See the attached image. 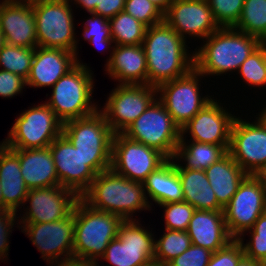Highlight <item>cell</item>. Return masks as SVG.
Instances as JSON below:
<instances>
[{
	"mask_svg": "<svg viewBox=\"0 0 266 266\" xmlns=\"http://www.w3.org/2000/svg\"><path fill=\"white\" fill-rule=\"evenodd\" d=\"M164 21L147 27L142 47L147 60V84L158 87L194 68V51ZM190 49V50H189Z\"/></svg>",
	"mask_w": 266,
	"mask_h": 266,
	"instance_id": "cell-1",
	"label": "cell"
},
{
	"mask_svg": "<svg viewBox=\"0 0 266 266\" xmlns=\"http://www.w3.org/2000/svg\"><path fill=\"white\" fill-rule=\"evenodd\" d=\"M263 42L233 27H220L194 49V68L204 77L237 73L242 63ZM231 73V74H230Z\"/></svg>",
	"mask_w": 266,
	"mask_h": 266,
	"instance_id": "cell-2",
	"label": "cell"
},
{
	"mask_svg": "<svg viewBox=\"0 0 266 266\" xmlns=\"http://www.w3.org/2000/svg\"><path fill=\"white\" fill-rule=\"evenodd\" d=\"M80 198L91 208L113 213L123 220H137L139 212L154 210L148 203L143 183L129 180L111 168L97 174Z\"/></svg>",
	"mask_w": 266,
	"mask_h": 266,
	"instance_id": "cell-3",
	"label": "cell"
},
{
	"mask_svg": "<svg viewBox=\"0 0 266 266\" xmlns=\"http://www.w3.org/2000/svg\"><path fill=\"white\" fill-rule=\"evenodd\" d=\"M79 57L78 64L51 87V96L45 101L62 123L89 116L99 109V102L93 100L94 72Z\"/></svg>",
	"mask_w": 266,
	"mask_h": 266,
	"instance_id": "cell-4",
	"label": "cell"
},
{
	"mask_svg": "<svg viewBox=\"0 0 266 266\" xmlns=\"http://www.w3.org/2000/svg\"><path fill=\"white\" fill-rule=\"evenodd\" d=\"M73 209V258L97 263L109 243L117 237L119 226L124 220L113 213L91 208L81 198Z\"/></svg>",
	"mask_w": 266,
	"mask_h": 266,
	"instance_id": "cell-5",
	"label": "cell"
},
{
	"mask_svg": "<svg viewBox=\"0 0 266 266\" xmlns=\"http://www.w3.org/2000/svg\"><path fill=\"white\" fill-rule=\"evenodd\" d=\"M62 134L96 175L110 169L114 133L99 109L89 116L63 123Z\"/></svg>",
	"mask_w": 266,
	"mask_h": 266,
	"instance_id": "cell-6",
	"label": "cell"
},
{
	"mask_svg": "<svg viewBox=\"0 0 266 266\" xmlns=\"http://www.w3.org/2000/svg\"><path fill=\"white\" fill-rule=\"evenodd\" d=\"M39 47L68 50L79 55L74 9L68 0H32ZM75 22V23H74Z\"/></svg>",
	"mask_w": 266,
	"mask_h": 266,
	"instance_id": "cell-7",
	"label": "cell"
},
{
	"mask_svg": "<svg viewBox=\"0 0 266 266\" xmlns=\"http://www.w3.org/2000/svg\"><path fill=\"white\" fill-rule=\"evenodd\" d=\"M18 115L2 140L10 149L45 148L62 134L63 123L45 102L31 104Z\"/></svg>",
	"mask_w": 266,
	"mask_h": 266,
	"instance_id": "cell-8",
	"label": "cell"
},
{
	"mask_svg": "<svg viewBox=\"0 0 266 266\" xmlns=\"http://www.w3.org/2000/svg\"><path fill=\"white\" fill-rule=\"evenodd\" d=\"M122 134L159 151L167 159L175 157L181 138L180 128L158 98Z\"/></svg>",
	"mask_w": 266,
	"mask_h": 266,
	"instance_id": "cell-9",
	"label": "cell"
},
{
	"mask_svg": "<svg viewBox=\"0 0 266 266\" xmlns=\"http://www.w3.org/2000/svg\"><path fill=\"white\" fill-rule=\"evenodd\" d=\"M206 80L198 70L193 68L188 74L157 87V98L180 129L215 98L214 94L209 93L210 90L207 91L208 94L201 92L203 90L201 85L206 84L208 82Z\"/></svg>",
	"mask_w": 266,
	"mask_h": 266,
	"instance_id": "cell-10",
	"label": "cell"
},
{
	"mask_svg": "<svg viewBox=\"0 0 266 266\" xmlns=\"http://www.w3.org/2000/svg\"><path fill=\"white\" fill-rule=\"evenodd\" d=\"M139 219L121 223L117 237L109 243L99 259L109 263L105 266H140L154 259L155 232L153 228L150 231V225L141 224ZM100 261L97 262L98 266Z\"/></svg>",
	"mask_w": 266,
	"mask_h": 266,
	"instance_id": "cell-11",
	"label": "cell"
},
{
	"mask_svg": "<svg viewBox=\"0 0 266 266\" xmlns=\"http://www.w3.org/2000/svg\"><path fill=\"white\" fill-rule=\"evenodd\" d=\"M157 98V87L148 84H116L111 89L103 107L112 132L123 133Z\"/></svg>",
	"mask_w": 266,
	"mask_h": 266,
	"instance_id": "cell-12",
	"label": "cell"
},
{
	"mask_svg": "<svg viewBox=\"0 0 266 266\" xmlns=\"http://www.w3.org/2000/svg\"><path fill=\"white\" fill-rule=\"evenodd\" d=\"M168 159L159 151L116 133L112 140L111 169L129 180L143 183Z\"/></svg>",
	"mask_w": 266,
	"mask_h": 266,
	"instance_id": "cell-13",
	"label": "cell"
},
{
	"mask_svg": "<svg viewBox=\"0 0 266 266\" xmlns=\"http://www.w3.org/2000/svg\"><path fill=\"white\" fill-rule=\"evenodd\" d=\"M75 210L61 220L45 223H20L21 232L40 252L46 264L73 259Z\"/></svg>",
	"mask_w": 266,
	"mask_h": 266,
	"instance_id": "cell-14",
	"label": "cell"
},
{
	"mask_svg": "<svg viewBox=\"0 0 266 266\" xmlns=\"http://www.w3.org/2000/svg\"><path fill=\"white\" fill-rule=\"evenodd\" d=\"M265 211L266 188L253 175H247L223 208L229 234L238 239Z\"/></svg>",
	"mask_w": 266,
	"mask_h": 266,
	"instance_id": "cell-15",
	"label": "cell"
},
{
	"mask_svg": "<svg viewBox=\"0 0 266 266\" xmlns=\"http://www.w3.org/2000/svg\"><path fill=\"white\" fill-rule=\"evenodd\" d=\"M247 115L235 118L228 153L248 175H253L266 163V127L255 114L253 120Z\"/></svg>",
	"mask_w": 266,
	"mask_h": 266,
	"instance_id": "cell-16",
	"label": "cell"
},
{
	"mask_svg": "<svg viewBox=\"0 0 266 266\" xmlns=\"http://www.w3.org/2000/svg\"><path fill=\"white\" fill-rule=\"evenodd\" d=\"M213 98L181 129L180 140L229 146L235 114L221 99ZM221 100V101H220ZM225 105V106H224ZM224 106V107H223ZM190 137V139L188 138Z\"/></svg>",
	"mask_w": 266,
	"mask_h": 266,
	"instance_id": "cell-17",
	"label": "cell"
},
{
	"mask_svg": "<svg viewBox=\"0 0 266 266\" xmlns=\"http://www.w3.org/2000/svg\"><path fill=\"white\" fill-rule=\"evenodd\" d=\"M79 198L73 190L61 185L29 189L18 212L19 222L45 223L64 219L72 213Z\"/></svg>",
	"mask_w": 266,
	"mask_h": 266,
	"instance_id": "cell-18",
	"label": "cell"
},
{
	"mask_svg": "<svg viewBox=\"0 0 266 266\" xmlns=\"http://www.w3.org/2000/svg\"><path fill=\"white\" fill-rule=\"evenodd\" d=\"M163 21L186 41H203L220 28L207 0H174Z\"/></svg>",
	"mask_w": 266,
	"mask_h": 266,
	"instance_id": "cell-19",
	"label": "cell"
},
{
	"mask_svg": "<svg viewBox=\"0 0 266 266\" xmlns=\"http://www.w3.org/2000/svg\"><path fill=\"white\" fill-rule=\"evenodd\" d=\"M59 184L79 197L90 187L96 174L72 143L61 134L50 145Z\"/></svg>",
	"mask_w": 266,
	"mask_h": 266,
	"instance_id": "cell-20",
	"label": "cell"
},
{
	"mask_svg": "<svg viewBox=\"0 0 266 266\" xmlns=\"http://www.w3.org/2000/svg\"><path fill=\"white\" fill-rule=\"evenodd\" d=\"M0 29L5 43L35 48L38 46L31 1L0 0Z\"/></svg>",
	"mask_w": 266,
	"mask_h": 266,
	"instance_id": "cell-21",
	"label": "cell"
},
{
	"mask_svg": "<svg viewBox=\"0 0 266 266\" xmlns=\"http://www.w3.org/2000/svg\"><path fill=\"white\" fill-rule=\"evenodd\" d=\"M77 64L76 53L37 46L26 86L27 88H51Z\"/></svg>",
	"mask_w": 266,
	"mask_h": 266,
	"instance_id": "cell-22",
	"label": "cell"
},
{
	"mask_svg": "<svg viewBox=\"0 0 266 266\" xmlns=\"http://www.w3.org/2000/svg\"><path fill=\"white\" fill-rule=\"evenodd\" d=\"M104 65L105 74L116 84H147V60L142 45H114L111 58Z\"/></svg>",
	"mask_w": 266,
	"mask_h": 266,
	"instance_id": "cell-23",
	"label": "cell"
},
{
	"mask_svg": "<svg viewBox=\"0 0 266 266\" xmlns=\"http://www.w3.org/2000/svg\"><path fill=\"white\" fill-rule=\"evenodd\" d=\"M186 232L192 244L216 252L234 238L229 234L223 211L195 210Z\"/></svg>",
	"mask_w": 266,
	"mask_h": 266,
	"instance_id": "cell-24",
	"label": "cell"
},
{
	"mask_svg": "<svg viewBox=\"0 0 266 266\" xmlns=\"http://www.w3.org/2000/svg\"><path fill=\"white\" fill-rule=\"evenodd\" d=\"M0 184L4 205L18 213L29 188L21 176L19 149H10L0 142Z\"/></svg>",
	"mask_w": 266,
	"mask_h": 266,
	"instance_id": "cell-25",
	"label": "cell"
},
{
	"mask_svg": "<svg viewBox=\"0 0 266 266\" xmlns=\"http://www.w3.org/2000/svg\"><path fill=\"white\" fill-rule=\"evenodd\" d=\"M19 163L21 176L29 189L60 185L49 146L19 149Z\"/></svg>",
	"mask_w": 266,
	"mask_h": 266,
	"instance_id": "cell-26",
	"label": "cell"
},
{
	"mask_svg": "<svg viewBox=\"0 0 266 266\" xmlns=\"http://www.w3.org/2000/svg\"><path fill=\"white\" fill-rule=\"evenodd\" d=\"M143 186L151 208H154V203L158 206L183 201L182 184L174 158L168 159L156 171L150 173L143 182Z\"/></svg>",
	"mask_w": 266,
	"mask_h": 266,
	"instance_id": "cell-27",
	"label": "cell"
},
{
	"mask_svg": "<svg viewBox=\"0 0 266 266\" xmlns=\"http://www.w3.org/2000/svg\"><path fill=\"white\" fill-rule=\"evenodd\" d=\"M174 164L182 184L183 201L196 210L223 211L204 170L184 168L175 158Z\"/></svg>",
	"mask_w": 266,
	"mask_h": 266,
	"instance_id": "cell-28",
	"label": "cell"
},
{
	"mask_svg": "<svg viewBox=\"0 0 266 266\" xmlns=\"http://www.w3.org/2000/svg\"><path fill=\"white\" fill-rule=\"evenodd\" d=\"M204 171L222 208L230 202L238 186L248 175L229 153Z\"/></svg>",
	"mask_w": 266,
	"mask_h": 266,
	"instance_id": "cell-29",
	"label": "cell"
},
{
	"mask_svg": "<svg viewBox=\"0 0 266 266\" xmlns=\"http://www.w3.org/2000/svg\"><path fill=\"white\" fill-rule=\"evenodd\" d=\"M229 146L180 140L175 159L188 169L206 170L228 153Z\"/></svg>",
	"mask_w": 266,
	"mask_h": 266,
	"instance_id": "cell-30",
	"label": "cell"
},
{
	"mask_svg": "<svg viewBox=\"0 0 266 266\" xmlns=\"http://www.w3.org/2000/svg\"><path fill=\"white\" fill-rule=\"evenodd\" d=\"M114 45H142L147 26L124 10L109 19Z\"/></svg>",
	"mask_w": 266,
	"mask_h": 266,
	"instance_id": "cell-31",
	"label": "cell"
},
{
	"mask_svg": "<svg viewBox=\"0 0 266 266\" xmlns=\"http://www.w3.org/2000/svg\"><path fill=\"white\" fill-rule=\"evenodd\" d=\"M233 28L266 42V0H244L240 19Z\"/></svg>",
	"mask_w": 266,
	"mask_h": 266,
	"instance_id": "cell-32",
	"label": "cell"
},
{
	"mask_svg": "<svg viewBox=\"0 0 266 266\" xmlns=\"http://www.w3.org/2000/svg\"><path fill=\"white\" fill-rule=\"evenodd\" d=\"M88 15L89 18L83 21L84 24L81 23V26H83V32L81 33L82 39L96 47L103 54L109 52L110 55L106 59L107 64L114 48L110 31V21L108 18L93 13H88Z\"/></svg>",
	"mask_w": 266,
	"mask_h": 266,
	"instance_id": "cell-33",
	"label": "cell"
},
{
	"mask_svg": "<svg viewBox=\"0 0 266 266\" xmlns=\"http://www.w3.org/2000/svg\"><path fill=\"white\" fill-rule=\"evenodd\" d=\"M191 245V238L186 231L164 229L163 235L159 239L155 235L154 259L166 266Z\"/></svg>",
	"mask_w": 266,
	"mask_h": 266,
	"instance_id": "cell-34",
	"label": "cell"
},
{
	"mask_svg": "<svg viewBox=\"0 0 266 266\" xmlns=\"http://www.w3.org/2000/svg\"><path fill=\"white\" fill-rule=\"evenodd\" d=\"M241 83L250 89L266 90V42H263L242 63L236 74ZM247 84V85H246ZM256 87V88H255ZM265 87V88H263Z\"/></svg>",
	"mask_w": 266,
	"mask_h": 266,
	"instance_id": "cell-35",
	"label": "cell"
},
{
	"mask_svg": "<svg viewBox=\"0 0 266 266\" xmlns=\"http://www.w3.org/2000/svg\"><path fill=\"white\" fill-rule=\"evenodd\" d=\"M35 48L14 46L5 43L0 51V68L28 78Z\"/></svg>",
	"mask_w": 266,
	"mask_h": 266,
	"instance_id": "cell-36",
	"label": "cell"
},
{
	"mask_svg": "<svg viewBox=\"0 0 266 266\" xmlns=\"http://www.w3.org/2000/svg\"><path fill=\"white\" fill-rule=\"evenodd\" d=\"M245 234L249 236V240L246 239L245 241ZM238 240L243 246L245 257L260 261L266 266V211L259 216L254 225L245 231Z\"/></svg>",
	"mask_w": 266,
	"mask_h": 266,
	"instance_id": "cell-37",
	"label": "cell"
},
{
	"mask_svg": "<svg viewBox=\"0 0 266 266\" xmlns=\"http://www.w3.org/2000/svg\"><path fill=\"white\" fill-rule=\"evenodd\" d=\"M163 208L161 218L164 219L165 228L169 230L186 231L189 222L196 210L192 205L185 201L171 202L158 205ZM164 214V215H163Z\"/></svg>",
	"mask_w": 266,
	"mask_h": 266,
	"instance_id": "cell-38",
	"label": "cell"
},
{
	"mask_svg": "<svg viewBox=\"0 0 266 266\" xmlns=\"http://www.w3.org/2000/svg\"><path fill=\"white\" fill-rule=\"evenodd\" d=\"M219 27H234L240 19L244 0H207Z\"/></svg>",
	"mask_w": 266,
	"mask_h": 266,
	"instance_id": "cell-39",
	"label": "cell"
},
{
	"mask_svg": "<svg viewBox=\"0 0 266 266\" xmlns=\"http://www.w3.org/2000/svg\"><path fill=\"white\" fill-rule=\"evenodd\" d=\"M124 11L147 27L163 22V13L150 0H126Z\"/></svg>",
	"mask_w": 266,
	"mask_h": 266,
	"instance_id": "cell-40",
	"label": "cell"
},
{
	"mask_svg": "<svg viewBox=\"0 0 266 266\" xmlns=\"http://www.w3.org/2000/svg\"><path fill=\"white\" fill-rule=\"evenodd\" d=\"M17 224V225H16ZM16 225V226H15ZM13 227L20 230V222L17 212L13 210H5L0 212V261L8 262L10 249V236Z\"/></svg>",
	"mask_w": 266,
	"mask_h": 266,
	"instance_id": "cell-41",
	"label": "cell"
},
{
	"mask_svg": "<svg viewBox=\"0 0 266 266\" xmlns=\"http://www.w3.org/2000/svg\"><path fill=\"white\" fill-rule=\"evenodd\" d=\"M244 256L241 242L233 239L226 246L212 253L207 266H237Z\"/></svg>",
	"mask_w": 266,
	"mask_h": 266,
	"instance_id": "cell-42",
	"label": "cell"
},
{
	"mask_svg": "<svg viewBox=\"0 0 266 266\" xmlns=\"http://www.w3.org/2000/svg\"><path fill=\"white\" fill-rule=\"evenodd\" d=\"M212 253L209 249L192 244L166 266H207Z\"/></svg>",
	"mask_w": 266,
	"mask_h": 266,
	"instance_id": "cell-43",
	"label": "cell"
},
{
	"mask_svg": "<svg viewBox=\"0 0 266 266\" xmlns=\"http://www.w3.org/2000/svg\"><path fill=\"white\" fill-rule=\"evenodd\" d=\"M26 80L19 75L0 69V97L13 98L21 95L26 88Z\"/></svg>",
	"mask_w": 266,
	"mask_h": 266,
	"instance_id": "cell-44",
	"label": "cell"
},
{
	"mask_svg": "<svg viewBox=\"0 0 266 266\" xmlns=\"http://www.w3.org/2000/svg\"><path fill=\"white\" fill-rule=\"evenodd\" d=\"M125 2L126 0H99L93 14L110 19L124 10Z\"/></svg>",
	"mask_w": 266,
	"mask_h": 266,
	"instance_id": "cell-45",
	"label": "cell"
},
{
	"mask_svg": "<svg viewBox=\"0 0 266 266\" xmlns=\"http://www.w3.org/2000/svg\"><path fill=\"white\" fill-rule=\"evenodd\" d=\"M70 5L75 8H82L85 13H93L96 6L99 4V0H68Z\"/></svg>",
	"mask_w": 266,
	"mask_h": 266,
	"instance_id": "cell-46",
	"label": "cell"
},
{
	"mask_svg": "<svg viewBox=\"0 0 266 266\" xmlns=\"http://www.w3.org/2000/svg\"><path fill=\"white\" fill-rule=\"evenodd\" d=\"M96 262L85 261L79 259H69L61 262H52L46 265L48 266H95Z\"/></svg>",
	"mask_w": 266,
	"mask_h": 266,
	"instance_id": "cell-47",
	"label": "cell"
},
{
	"mask_svg": "<svg viewBox=\"0 0 266 266\" xmlns=\"http://www.w3.org/2000/svg\"><path fill=\"white\" fill-rule=\"evenodd\" d=\"M253 176L266 188V163L260 166Z\"/></svg>",
	"mask_w": 266,
	"mask_h": 266,
	"instance_id": "cell-48",
	"label": "cell"
},
{
	"mask_svg": "<svg viewBox=\"0 0 266 266\" xmlns=\"http://www.w3.org/2000/svg\"><path fill=\"white\" fill-rule=\"evenodd\" d=\"M163 14L174 0H150Z\"/></svg>",
	"mask_w": 266,
	"mask_h": 266,
	"instance_id": "cell-49",
	"label": "cell"
},
{
	"mask_svg": "<svg viewBox=\"0 0 266 266\" xmlns=\"http://www.w3.org/2000/svg\"><path fill=\"white\" fill-rule=\"evenodd\" d=\"M237 266H265L262 262L252 260L247 257H243L237 264Z\"/></svg>",
	"mask_w": 266,
	"mask_h": 266,
	"instance_id": "cell-50",
	"label": "cell"
},
{
	"mask_svg": "<svg viewBox=\"0 0 266 266\" xmlns=\"http://www.w3.org/2000/svg\"><path fill=\"white\" fill-rule=\"evenodd\" d=\"M264 107L261 108L258 113H255L256 117L261 121V123L266 127V101L263 105Z\"/></svg>",
	"mask_w": 266,
	"mask_h": 266,
	"instance_id": "cell-51",
	"label": "cell"
},
{
	"mask_svg": "<svg viewBox=\"0 0 266 266\" xmlns=\"http://www.w3.org/2000/svg\"><path fill=\"white\" fill-rule=\"evenodd\" d=\"M140 266H165V265L158 260L152 259L149 262H147L146 264H143Z\"/></svg>",
	"mask_w": 266,
	"mask_h": 266,
	"instance_id": "cell-52",
	"label": "cell"
},
{
	"mask_svg": "<svg viewBox=\"0 0 266 266\" xmlns=\"http://www.w3.org/2000/svg\"><path fill=\"white\" fill-rule=\"evenodd\" d=\"M5 210H9V209L4 205L3 196L1 193V184H0V212L5 211Z\"/></svg>",
	"mask_w": 266,
	"mask_h": 266,
	"instance_id": "cell-53",
	"label": "cell"
},
{
	"mask_svg": "<svg viewBox=\"0 0 266 266\" xmlns=\"http://www.w3.org/2000/svg\"><path fill=\"white\" fill-rule=\"evenodd\" d=\"M4 44H5V39H4L3 33L0 29V51H1Z\"/></svg>",
	"mask_w": 266,
	"mask_h": 266,
	"instance_id": "cell-54",
	"label": "cell"
}]
</instances>
